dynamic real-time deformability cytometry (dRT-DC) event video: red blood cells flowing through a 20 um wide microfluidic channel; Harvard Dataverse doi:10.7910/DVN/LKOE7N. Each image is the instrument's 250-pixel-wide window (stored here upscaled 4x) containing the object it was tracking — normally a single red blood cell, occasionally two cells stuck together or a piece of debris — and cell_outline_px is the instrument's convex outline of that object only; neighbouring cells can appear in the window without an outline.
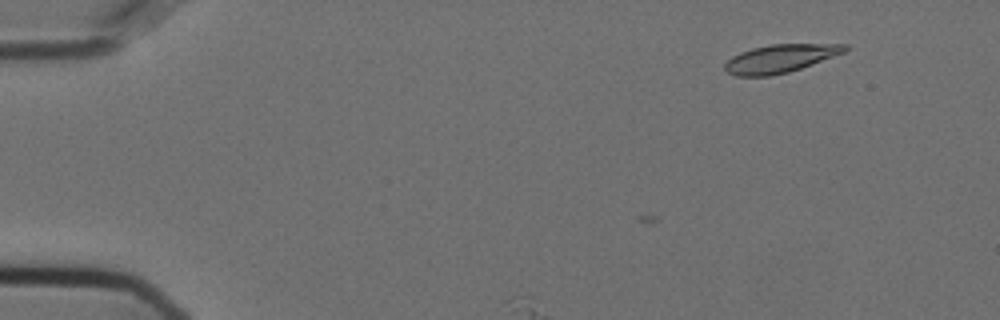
{"species": "Egyptian fruit bat (a non-hibernating species)", "species_latin": "Rousettus aegyptiacus", "temperature_condition": "cold", "stored_images_in_passage": 7, "camera_frame_rate_fps": 3000, "um_per_image_px": 0.085, "animal": {"sex": "female"}, "frame": {"image": 1, "passage_image": 2, "time_ms": 0.333, "image_size_px": [1000, 320], "cell_outline_px": [[848, 48], [844, 52], [812, 64], [788, 72], [768, 76], [736, 76], [728, 72], [724, 68], [724, 64], [732, 56], [740, 52], [752, 48], [772, 44], [848, 44]], "centroid_in_image_um": [66.29, 4.97], "position_along_channel_um": 18.7, "area_um2": 19.48}}